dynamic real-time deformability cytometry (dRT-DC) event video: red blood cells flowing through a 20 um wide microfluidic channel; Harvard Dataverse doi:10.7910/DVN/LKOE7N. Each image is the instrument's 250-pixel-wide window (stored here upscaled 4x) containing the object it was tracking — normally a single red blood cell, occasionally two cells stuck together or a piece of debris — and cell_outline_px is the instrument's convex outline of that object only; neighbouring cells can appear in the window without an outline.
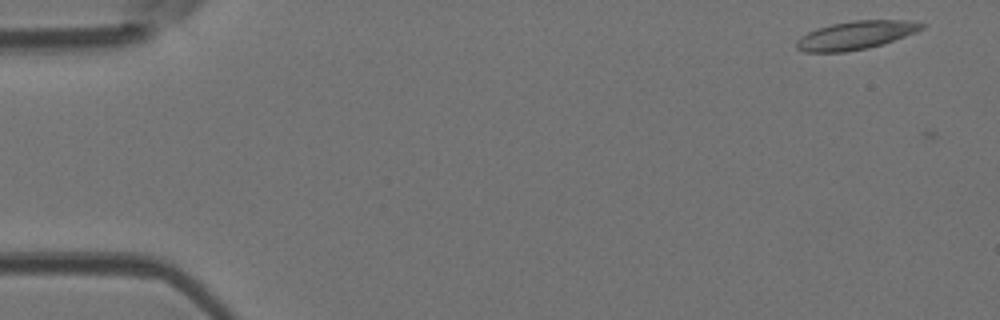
{"species": "Egyptian fruit bat (a non-hibernating species)", "species_latin": "Rousettus aegyptiacus", "temperature_condition": "room temperature", "stored_images_in_passage": 2, "camera_frame_rate_fps": 3000, "um_per_image_px": 0.085, "animal": {"sex": "female"}, "frame": {"image": 1, "passage_image": 1, "time_ms": 0.0, "image_size_px": [1000, 320], "cell_outline_px": [[928, 24], [924, 28], [916, 32], [868, 48], [844, 52], [804, 52], [796, 48], [796, 40], [800, 36], [808, 32], [832, 24], [852, 20], [904, 20]], "centroid_in_image_um": [72.72, 2.99], "position_along_channel_um": 12.3, "area_um2": 20.52}}